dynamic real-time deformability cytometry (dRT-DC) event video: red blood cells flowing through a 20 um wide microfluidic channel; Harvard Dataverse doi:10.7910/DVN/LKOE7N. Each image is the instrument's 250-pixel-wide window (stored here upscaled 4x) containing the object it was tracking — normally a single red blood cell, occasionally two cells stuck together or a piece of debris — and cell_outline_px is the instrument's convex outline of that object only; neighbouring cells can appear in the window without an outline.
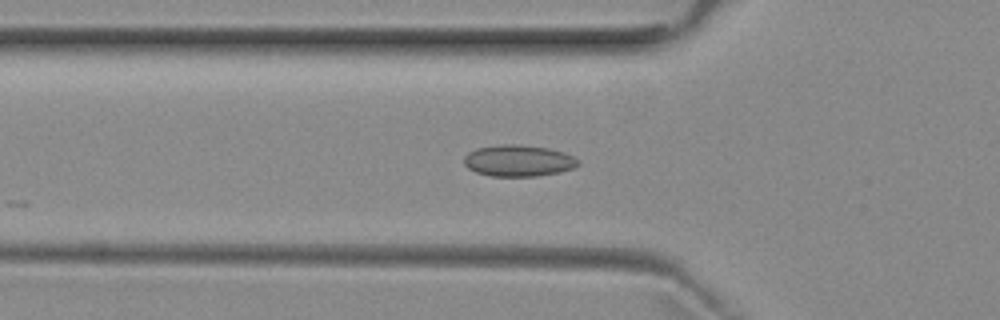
{"species": "common noctule bat (a hibernating species)", "species_latin": "Nyctalus noctula", "temperature_condition": "room temperature", "stored_images_in_passage": 23, "camera_frame_rate_fps": 3000, "um_per_image_px": 0.085, "animal": {"sex": "female", "body_mass_g": 29.2, "forearm_length_mm": 56.3}, "frame": {"image": 1, "passage_image": 15, "time_ms": 4.667, "image_size_px": [1000, 320], "cell_outline_px": [[580, 164], [572, 168], [560, 172], [536, 176], [492, 176], [476, 172], [468, 168], [464, 164], [464, 156], [468, 152], [476, 148], [504, 144], [512, 144], [548, 148], [564, 152], [580, 160]], "centroid_in_image_um": [44.06, 13.66], "position_along_channel_um": 81.7, "area_um2": 20.87}}
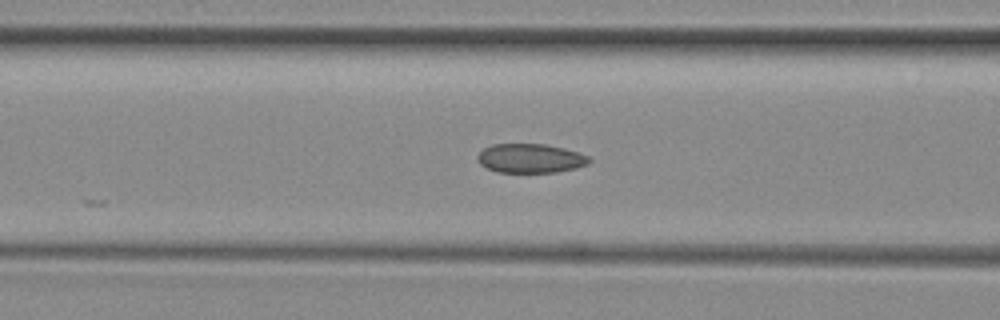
{"frame": {"image": 2, "passage_image": 18, "time_ms": 5.667, "image_size_px": [1000, 320], "cell_outline_px": [[592, 160], [588, 164], [576, 168], [556, 172], [496, 172], [480, 164], [476, 160], [476, 156], [484, 148], [492, 144], [544, 144], [564, 148], [588, 156]], "centroid_in_image_um": [45.06, 13.46], "position_along_channel_um": 121.5, "area_um2": 18.96}}
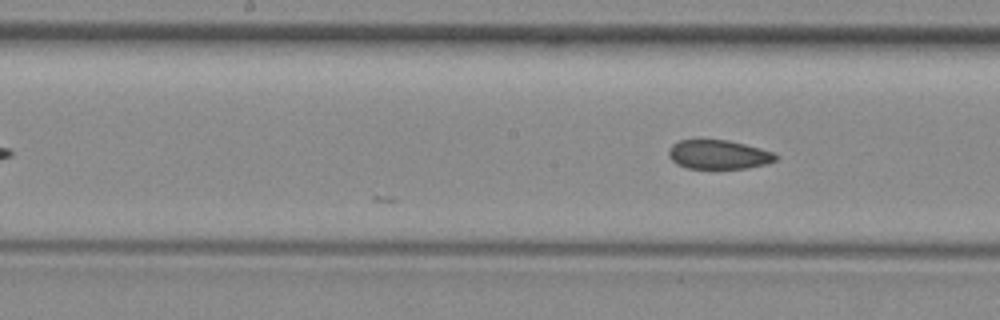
{"frame": {"image": 3, "passage_image": 23, "time_ms": 7.333, "image_size_px": [1000, 320], "cell_outline_px": [[780, 156], [776, 160], [764, 164], [744, 168], [688, 168], [676, 164], [668, 156], [668, 148], [672, 144], [680, 140], [728, 140], [776, 152]], "centroid_in_image_um": [61.08, 13.13], "position_along_channel_um": 187.1, "area_um2": 18.15}}